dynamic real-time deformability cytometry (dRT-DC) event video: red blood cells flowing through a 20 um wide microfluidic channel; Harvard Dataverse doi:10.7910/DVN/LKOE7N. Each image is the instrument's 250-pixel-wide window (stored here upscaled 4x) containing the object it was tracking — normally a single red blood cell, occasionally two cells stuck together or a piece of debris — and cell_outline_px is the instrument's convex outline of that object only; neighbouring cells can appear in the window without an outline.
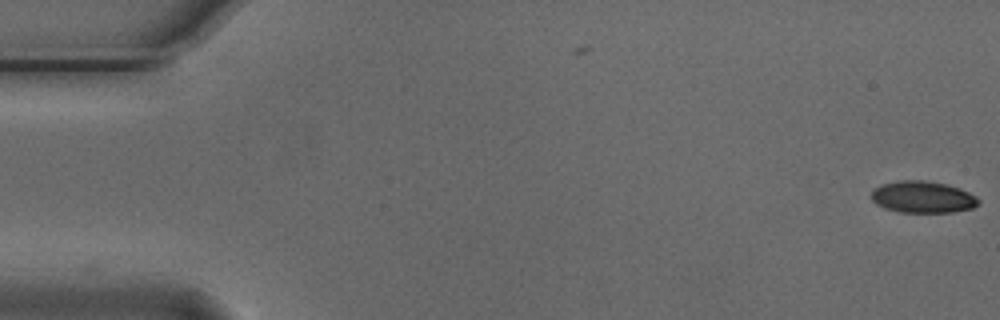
{"species": "Egyptian fruit bat (a non-hibernating species)", "species_latin": "Rousettus aegyptiacus", "temperature_condition": "cold", "stored_images_in_passage": 4, "camera_frame_rate_fps": 3000, "um_per_image_px": 0.085, "animal": {"sex": "male"}, "frame": {"image": 1, "passage_image": 4, "time_ms": 1.0, "image_size_px": [1000, 320], "cell_outline_px": [[980, 200], [972, 208], [952, 212], [900, 212], [884, 208], [876, 204], [872, 200], [872, 188], [880, 184], [900, 180], [924, 180], [944, 184], [960, 188], [976, 196]], "centroid_in_image_um": [78.39, 16.74], "position_along_channel_um": 6.6, "area_um2": 19.83}}